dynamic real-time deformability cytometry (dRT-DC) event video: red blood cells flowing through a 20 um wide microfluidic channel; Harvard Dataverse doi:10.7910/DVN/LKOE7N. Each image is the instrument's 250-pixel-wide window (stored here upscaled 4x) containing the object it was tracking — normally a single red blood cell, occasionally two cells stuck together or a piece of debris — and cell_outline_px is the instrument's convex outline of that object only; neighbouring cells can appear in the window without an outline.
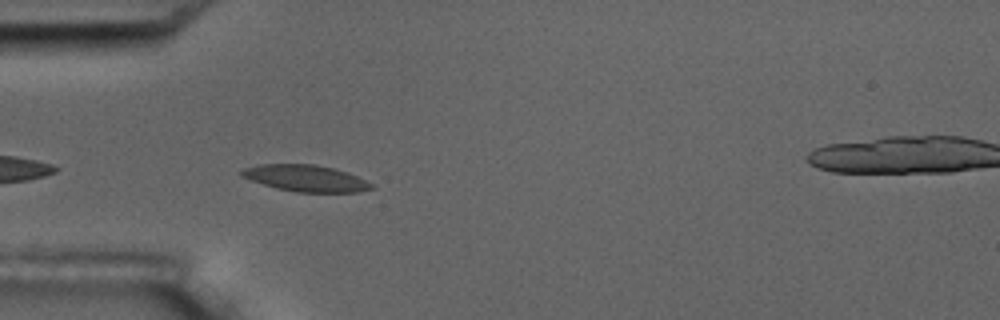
{"species": "common noctule bat (a hibernating species)", "species_latin": "Nyctalus noctula", "temperature_condition": "room temperature", "stored_images_in_passage": 5, "camera_frame_rate_fps": 3000, "um_per_image_px": 0.085, "animal": {"sex": "male", "body_mass_g": 17.5, "forearm_length_mm": 52.3}, "frame": {"image": 1, "passage_image": 4, "time_ms": 3.667, "image_size_px": [1000, 320], "cell_outline_px": [[376, 188], [356, 192], [296, 192], [276, 188], [240, 176], [240, 172], [244, 168], [260, 164], [312, 164], [332, 168], [348, 172], [372, 184]], "centroid_in_image_um": [25.98, 15.15], "position_along_channel_um": 59.0, "area_um2": 19.88}}